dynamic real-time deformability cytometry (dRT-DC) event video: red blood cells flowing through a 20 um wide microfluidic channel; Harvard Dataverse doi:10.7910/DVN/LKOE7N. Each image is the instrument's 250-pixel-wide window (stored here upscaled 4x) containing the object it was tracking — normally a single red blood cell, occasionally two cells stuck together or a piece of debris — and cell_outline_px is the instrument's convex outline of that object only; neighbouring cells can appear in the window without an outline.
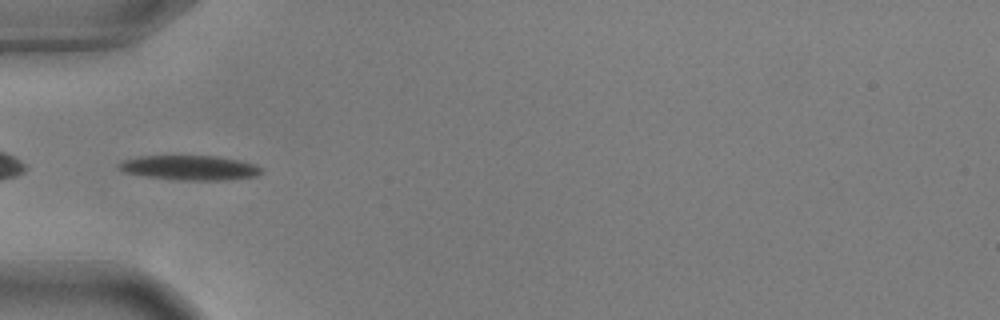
{"species": "common noctule bat (a hibernating species)", "species_latin": "Nyctalus noctula", "temperature_condition": "warm", "stored_images_in_passage": 38, "camera_frame_rate_fps": 3000, "um_per_image_px": 0.085, "animal": {"sex": "male", "body_mass_g": 17.9, "forearm_length_mm": 54.2}, "frame": {"image": 1, "passage_image": 1, "time_ms": 0.0, "image_size_px": [1000, 320], "cell_outline_px": [[264, 172], [256, 176], [228, 180], [184, 180], [148, 176], [120, 172], [116, 168], [116, 164], [124, 160], [140, 156], [220, 156], [244, 160], [256, 164], [264, 168]], "centroid_in_image_um": [16.19, 14.25], "position_along_channel_um": 68.8, "area_um2": 20.87}}
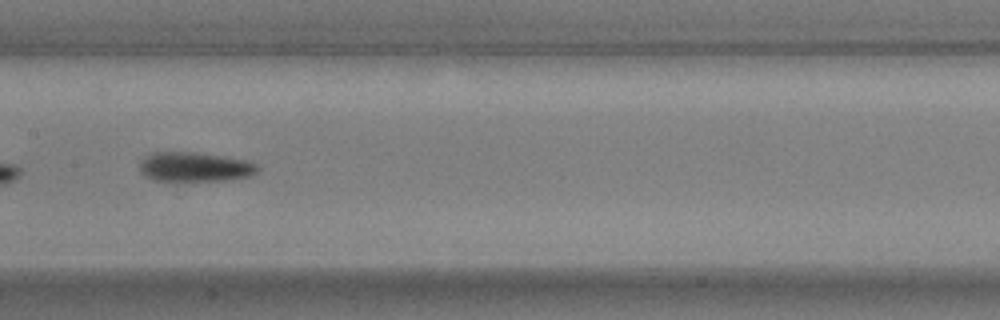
{"frame": {"image": 2, "passage_image": 11, "time_ms": 3.333, "image_size_px": [1000, 320], "cell_outline_px": [[260, 168], [256, 172], [248, 176], [232, 180], [152, 180], [144, 176], [140, 172], [140, 160], [144, 156], [152, 152], [196, 152], [248, 160], [256, 164]], "centroid_in_image_um": [16.53, 14.18], "position_along_channel_um": 190.9, "area_um2": 20.35}}
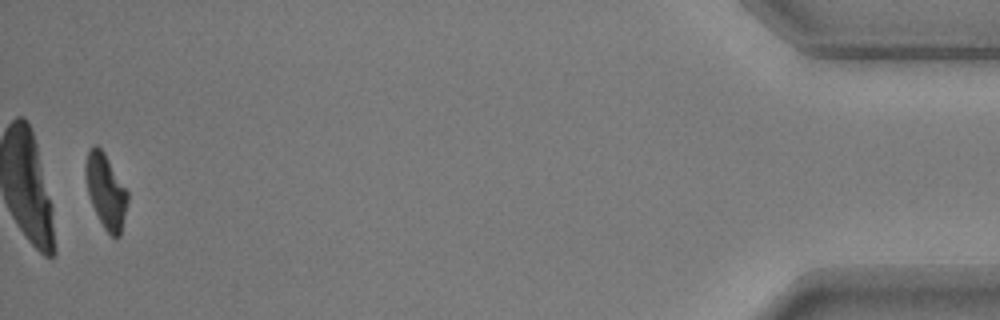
{"frame": {"image": 3, "passage_image": 37, "time_ms": 12.0, "image_size_px": [1000, 320], "cell_outline_px": [[128, 200], [120, 236], [116, 240], [104, 228], [88, 196], [84, 176], [84, 168], [88, 152], [92, 144], [96, 144], [104, 152], [128, 192]], "centroid_in_image_um": [8.98, 16.23], "position_along_channel_um": 426.2, "area_um2": 18.21}, "authors_computed_cell_mechanics": {"area_um2": 20.1722, "velocity_mm_per_s": 3.653, "shape_relaxation_time_tau1_ms": 3.6017, "shape_relaxation_time_tau2_ms": null, "deformation_change_tau1": 0.175, "deformation_change_tau2": null}}